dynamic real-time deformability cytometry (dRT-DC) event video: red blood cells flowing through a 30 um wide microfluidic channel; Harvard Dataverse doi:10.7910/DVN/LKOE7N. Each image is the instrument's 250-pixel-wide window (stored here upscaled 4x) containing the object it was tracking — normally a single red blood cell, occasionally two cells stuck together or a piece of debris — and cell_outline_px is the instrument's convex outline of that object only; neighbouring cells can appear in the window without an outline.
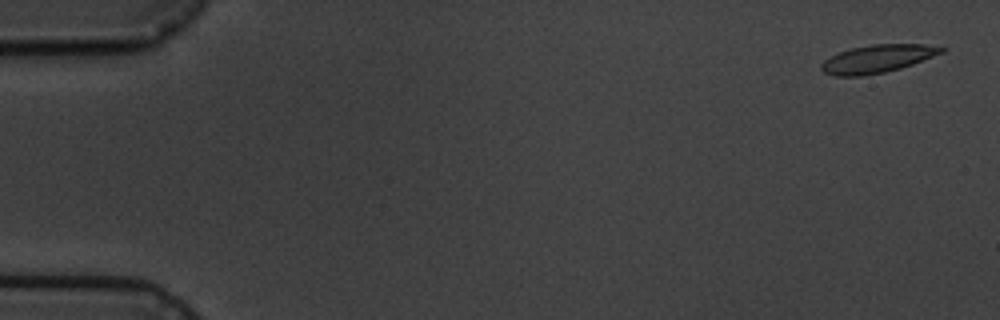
{"species": "common noctule bat (a hibernating species)", "species_latin": "Nyctalus noctula", "temperature_condition": "cold", "stored_images_in_passage": 7, "camera_frame_rate_fps": 3000, "um_per_image_px": 0.085, "animal": {"sex": "male", "body_mass_g": 19.5, "forearm_length_mm": 54.6}, "frame": {"image": 1, "passage_image": 1, "time_ms": 0.0, "image_size_px": [1000, 320], "cell_outline_px": [[948, 48], [944, 52], [912, 64], [900, 68], [884, 72], [860, 76], [836, 76], [824, 72], [820, 68], [820, 64], [824, 60], [840, 52], [852, 48], [872, 44], [924, 44]], "centroid_in_image_um": [74.59, 4.99], "position_along_channel_um": 10.4, "area_um2": 19.36}}
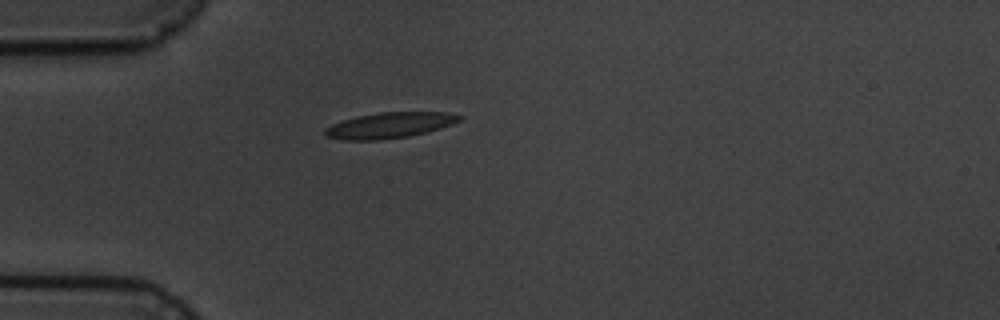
{"frame": {"image": 2, "passage_image": 5, "time_ms": 4.667, "image_size_px": [1000, 320], "cell_outline_px": [[464, 116], [460, 120], [452, 124], [428, 132], [408, 136], [380, 140], [340, 140], [324, 136], [324, 128], [332, 124], [356, 116], [380, 112], [448, 112]], "centroid_in_image_um": [33.1, 10.65], "position_along_channel_um": 51.9, "area_um2": 20.29}}
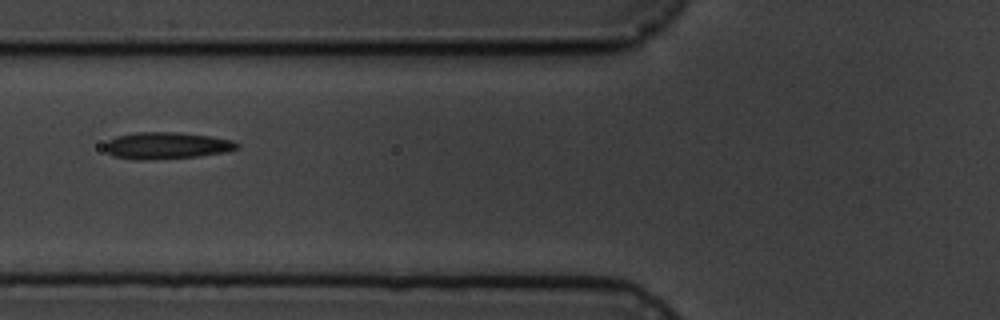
{"frame": {"image": 3, "passage_image": 7, "time_ms": 6.667, "image_size_px": [1000, 320], "cell_outline_px": [[240, 148], [224, 152], [196, 156], [144, 160], [136, 160], [112, 156], [104, 148], [104, 144], [108, 140], [116, 136], [136, 132], [180, 132], [212, 136], [232, 140], [240, 144]], "centroid_in_image_um": [14.15, 12.36], "position_along_channel_um": 111.7, "area_um2": 20.75}}